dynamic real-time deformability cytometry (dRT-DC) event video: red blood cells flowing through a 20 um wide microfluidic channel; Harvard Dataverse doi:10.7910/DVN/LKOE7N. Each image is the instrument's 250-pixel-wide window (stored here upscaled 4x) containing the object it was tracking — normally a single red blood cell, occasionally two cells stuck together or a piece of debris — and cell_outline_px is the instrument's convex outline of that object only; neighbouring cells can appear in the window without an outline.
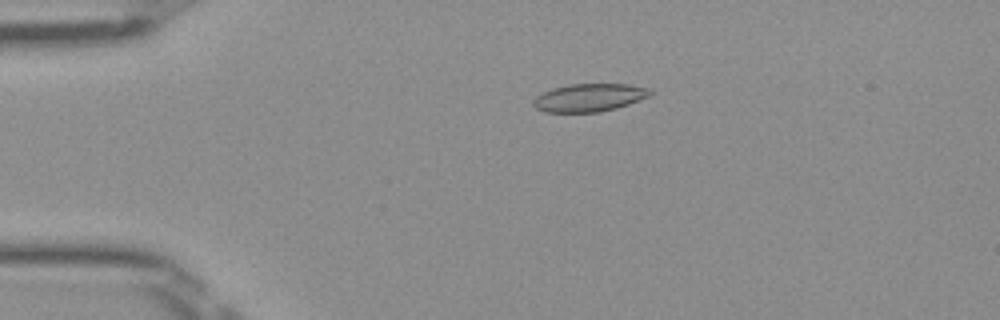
{"species": "Egyptian fruit bat (a non-hibernating species)", "species_latin": "Rousettus aegyptiacus", "temperature_condition": "room temperature", "stored_images_in_passage": 51, "camera_frame_rate_fps": 3000, "um_per_image_px": 0.085, "frame": {"image": 1, "passage_image": 11, "time_ms": 3.333, "image_size_px": [1000, 320], "cell_outline_px": [[652, 92], [648, 96], [628, 104], [616, 108], [600, 112], [544, 112], [536, 108], [532, 104], [532, 100], [536, 96], [552, 88], [568, 84], [628, 84], [648, 88]], "centroid_in_image_um": [50.04, 8.3], "position_along_channel_um": 35.0, "area_um2": 18.96}}
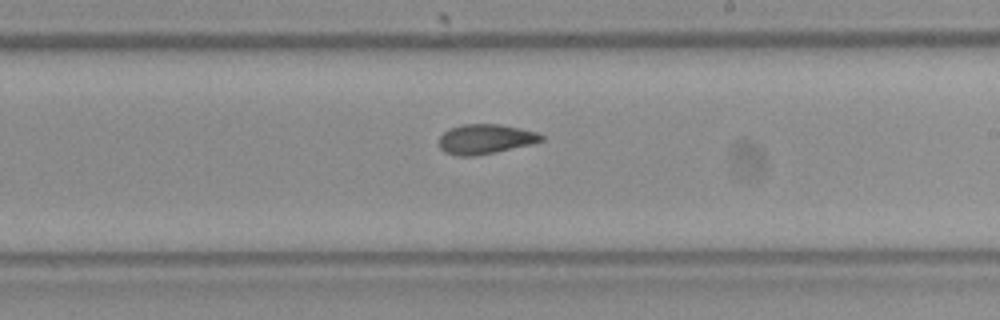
{"frame": {"image": 2, "passage_image": 30, "time_ms": 9.667, "image_size_px": [1000, 320], "cell_outline_px": [[544, 140], [532, 144], [496, 152], [476, 156], [456, 156], [444, 152], [440, 148], [440, 136], [444, 132], [452, 128], [464, 124], [500, 124], [520, 128], [536, 132], [544, 136]], "centroid_in_image_um": [41.27, 11.83], "position_along_channel_um": 247.7, "area_um2": 17.74}}
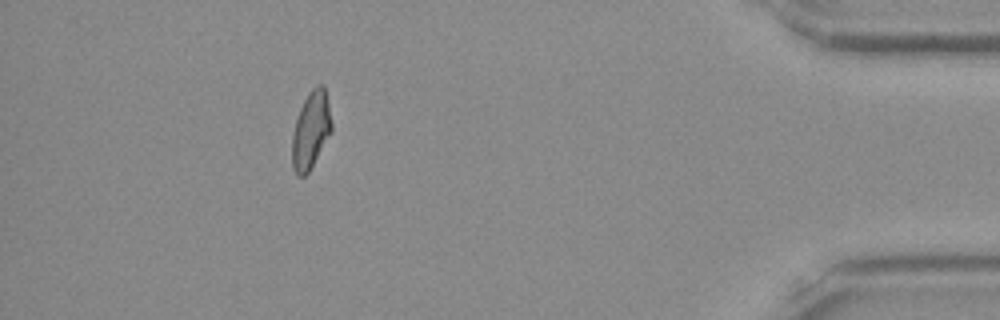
{"frame": {"image": 3, "passage_image": 46, "time_ms": 15.0, "image_size_px": [1000, 320], "cell_outline_px": [[332, 132], [308, 172], [304, 176], [296, 176], [292, 168], [292, 136], [296, 120], [300, 108], [308, 92], [316, 84], [324, 84], [328, 100], [332, 124]], "centroid_in_image_um": [26.43, 11.04], "position_along_channel_um": 408.8, "area_um2": 17.92}, "authors_computed_cell_mechanics": {"area_um2": 18.496, "velocity_mm_per_s": 4.0114, "shape_relaxation_time_tau1_ms": null, "shape_relaxation_time_tau2_ms": 1.5401, "deformation_change_tau1": null, "deformation_change_tau2": 0.0548}}